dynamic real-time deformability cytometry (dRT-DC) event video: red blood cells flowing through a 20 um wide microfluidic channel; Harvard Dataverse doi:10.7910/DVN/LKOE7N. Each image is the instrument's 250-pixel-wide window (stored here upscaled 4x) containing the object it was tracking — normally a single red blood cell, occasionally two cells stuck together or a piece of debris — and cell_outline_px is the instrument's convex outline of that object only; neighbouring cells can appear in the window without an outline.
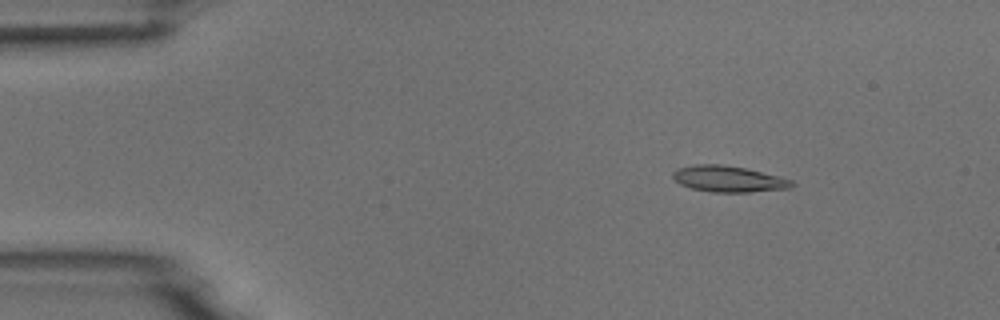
{"species": "common noctule bat (a hibernating species)", "species_latin": "Nyctalus noctula", "temperature_condition": "room temperature", "stored_images_in_passage": 6, "camera_frame_rate_fps": 3000, "um_per_image_px": 0.085, "animal": {"sex": "male", "body_mass_g": 18.8}, "frame": {"image": 1, "passage_image": 3, "time_ms": 2.333, "image_size_px": [1000, 320], "cell_outline_px": [[796, 184], [792, 188], [748, 192], [712, 192], [692, 188], [680, 184], [672, 176], [672, 172], [676, 168], [696, 164], [720, 164], [744, 168], [792, 180]], "centroid_in_image_um": [61.9, 15.21], "position_along_channel_um": 23.1, "area_um2": 17.98}}
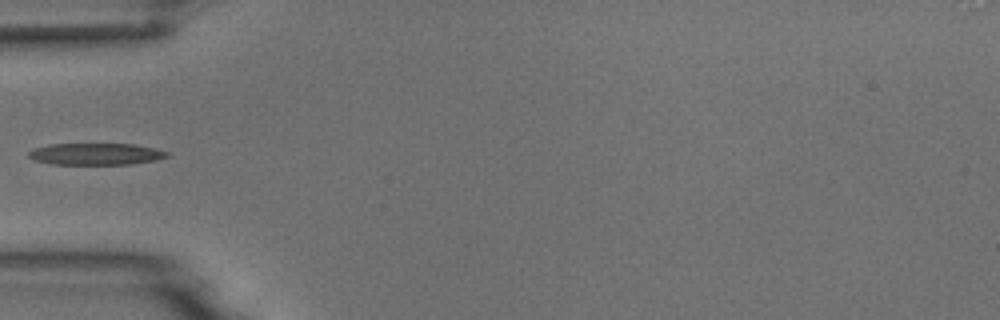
{"frame": {"image": 2, "passage_image": 6, "time_ms": 5.667, "image_size_px": [1000, 320], "cell_outline_px": [[172, 156], [156, 160], [132, 164], [52, 164], [36, 160], [28, 156], [28, 152], [32, 148], [48, 144], [132, 144], [156, 148], [168, 152]], "centroid_in_image_um": [8.18, 13.09], "position_along_channel_um": 76.8, "area_um2": 17.63}}